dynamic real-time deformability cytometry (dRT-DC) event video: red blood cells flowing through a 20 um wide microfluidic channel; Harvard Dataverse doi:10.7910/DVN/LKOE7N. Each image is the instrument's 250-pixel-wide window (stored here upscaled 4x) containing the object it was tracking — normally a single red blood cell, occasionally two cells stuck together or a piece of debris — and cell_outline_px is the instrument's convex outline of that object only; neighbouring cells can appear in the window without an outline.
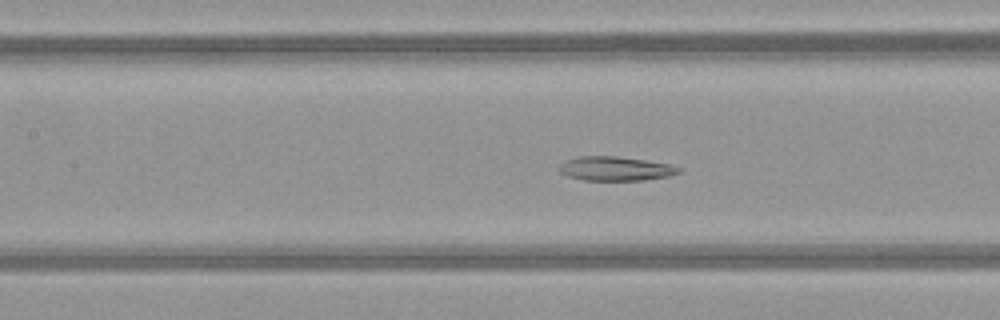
{"species": "common noctule bat (a hibernating species)", "species_latin": "Nyctalus noctula", "temperature_condition": "warm", "stored_images_in_passage": 44, "camera_frame_rate_fps": 3000, "um_per_image_px": 0.085, "animal": {"sex": "female", "body_mass_g": 21.9}, "frame": {"image": 1, "passage_image": 16, "time_ms": 5.0, "image_size_px": [1000, 320], "cell_outline_px": [[680, 172], [668, 176], [644, 180], [584, 180], [568, 176], [560, 172], [556, 168], [564, 160], [580, 156], [616, 156], [644, 160], [668, 164], [680, 168]], "centroid_in_image_um": [52.25, 14.33], "position_along_channel_um": 155.2, "area_um2": 16.76}}
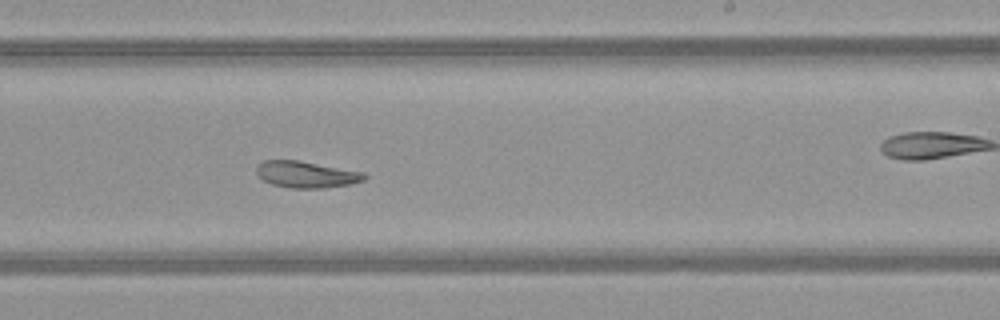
{"frame": {"image": 2, "passage_image": 24, "time_ms": 7.667, "image_size_px": [1000, 320], "cell_outline_px": [[368, 176], [364, 180], [348, 184], [324, 188], [292, 188], [272, 184], [264, 180], [256, 172], [256, 168], [264, 160], [300, 160], [364, 172]], "centroid_in_image_um": [26.06, 14.82], "position_along_channel_um": 262.9, "area_um2": 16.59}}
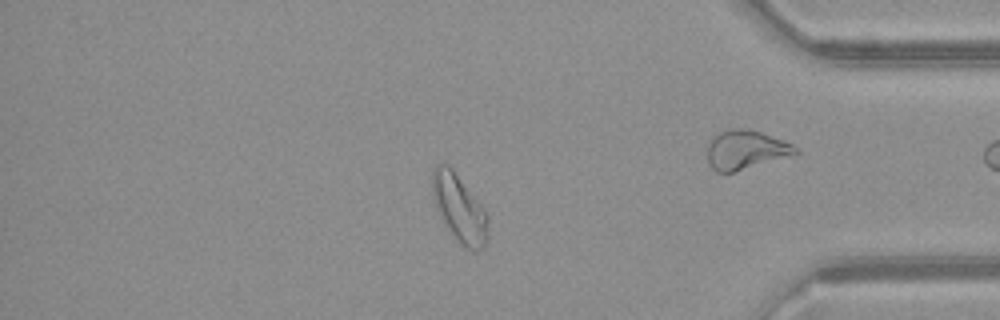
{"frame": {"image": 3, "passage_image": 36, "time_ms": 11.667, "image_size_px": [1000, 320], "cell_outline_px": [[488, 240], [484, 248], [476, 252], [452, 240], [436, 208], [432, 192], [432, 172], [436, 164], [448, 164], [452, 168], [484, 208], [488, 216]], "centroid_in_image_um": [39.05, 17.77], "position_along_channel_um": 396.2, "area_um2": 22.37}, "authors_computed_cell_mechanics": {"area_um2": 19.9699, "velocity_mm_per_s": 4.056, "shape_relaxation_time_tau1_ms": null, "shape_relaxation_time_tau2_ms": 6.2527, "deformation_change_tau1": null, "deformation_change_tau2": 0.1403}}